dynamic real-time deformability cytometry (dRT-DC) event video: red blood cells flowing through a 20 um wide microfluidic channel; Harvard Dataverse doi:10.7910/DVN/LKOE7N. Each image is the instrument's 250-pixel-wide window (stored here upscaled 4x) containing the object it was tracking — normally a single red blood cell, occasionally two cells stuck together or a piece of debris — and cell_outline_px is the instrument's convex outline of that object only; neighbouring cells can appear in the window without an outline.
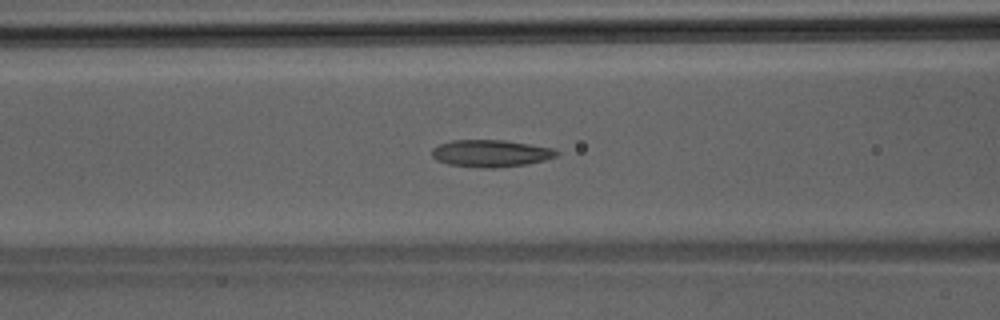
{"species": "Egyptian fruit bat (a non-hibernating species)", "species_latin": "Rousettus aegyptiacus", "temperature_condition": "room temperature", "stored_images_in_passage": 39, "camera_frame_rate_fps": 3000, "um_per_image_px": 0.085, "animal": {"sex": "male"}, "frame": {"image": 1, "passage_image": 13, "time_ms": 4.0, "image_size_px": [1000, 320], "cell_outline_px": [[560, 152], [556, 156], [544, 160], [528, 164], [496, 168], [484, 168], [448, 164], [436, 160], [432, 156], [432, 148], [440, 144], [452, 140], [504, 140], [552, 148]], "centroid_in_image_um": [41.7, 13.04], "position_along_channel_um": 124.9, "area_um2": 19.65}}
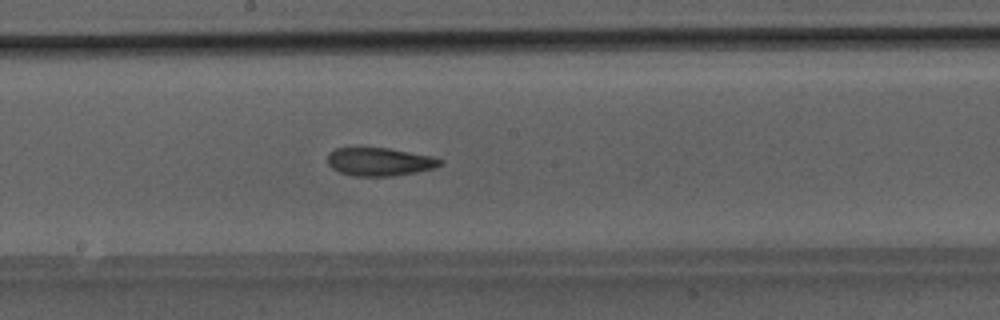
{"frame": {"image": 2, "passage_image": 19, "time_ms": 6.0, "image_size_px": [1000, 320], "cell_outline_px": [[444, 160], [440, 164], [432, 168], [416, 172], [388, 176], [352, 176], [340, 172], [332, 168], [328, 164], [328, 152], [336, 148], [388, 148], [432, 156]], "centroid_in_image_um": [32.23, 13.74], "position_along_channel_um": 216.0, "area_um2": 18.32}}
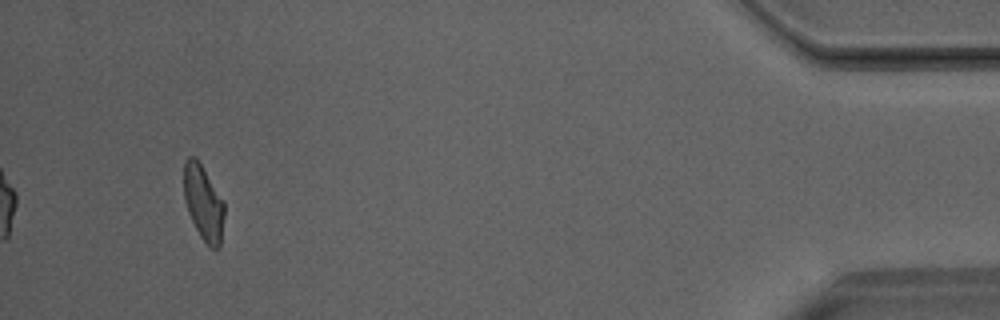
{"frame": {"image": 3, "passage_image": 37, "time_ms": 12.0, "image_size_px": [1000, 320], "cell_outline_px": [[224, 216], [220, 244], [216, 248], [212, 248], [200, 236], [188, 212], [184, 200], [184, 160], [188, 156], [196, 156], [224, 200]], "centroid_in_image_um": [17.28, 17.17], "position_along_channel_um": 417.9, "area_um2": 17.69}}